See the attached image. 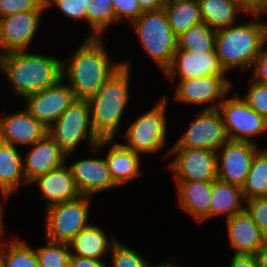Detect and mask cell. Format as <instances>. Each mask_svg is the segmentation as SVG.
<instances>
[{
    "label": "cell",
    "mask_w": 267,
    "mask_h": 267,
    "mask_svg": "<svg viewBox=\"0 0 267 267\" xmlns=\"http://www.w3.org/2000/svg\"><path fill=\"white\" fill-rule=\"evenodd\" d=\"M102 39L86 36L71 57L62 60V78L67 79L75 99L89 100L122 65L110 56Z\"/></svg>",
    "instance_id": "obj_1"
},
{
    "label": "cell",
    "mask_w": 267,
    "mask_h": 267,
    "mask_svg": "<svg viewBox=\"0 0 267 267\" xmlns=\"http://www.w3.org/2000/svg\"><path fill=\"white\" fill-rule=\"evenodd\" d=\"M266 13L267 5L254 8L249 12L253 21L216 30L214 50L226 73L234 68L245 71L252 67L264 44V24L258 18Z\"/></svg>",
    "instance_id": "obj_2"
},
{
    "label": "cell",
    "mask_w": 267,
    "mask_h": 267,
    "mask_svg": "<svg viewBox=\"0 0 267 267\" xmlns=\"http://www.w3.org/2000/svg\"><path fill=\"white\" fill-rule=\"evenodd\" d=\"M131 61L115 70L89 100L91 123L100 140H115L123 113L130 101Z\"/></svg>",
    "instance_id": "obj_3"
},
{
    "label": "cell",
    "mask_w": 267,
    "mask_h": 267,
    "mask_svg": "<svg viewBox=\"0 0 267 267\" xmlns=\"http://www.w3.org/2000/svg\"><path fill=\"white\" fill-rule=\"evenodd\" d=\"M0 72L22 100L56 84L62 78V60L27 50L13 51L0 59Z\"/></svg>",
    "instance_id": "obj_4"
},
{
    "label": "cell",
    "mask_w": 267,
    "mask_h": 267,
    "mask_svg": "<svg viewBox=\"0 0 267 267\" xmlns=\"http://www.w3.org/2000/svg\"><path fill=\"white\" fill-rule=\"evenodd\" d=\"M47 132L66 153V160L84 140H87L89 151L96 154L111 144V140H100L94 132L88 100L75 99Z\"/></svg>",
    "instance_id": "obj_5"
},
{
    "label": "cell",
    "mask_w": 267,
    "mask_h": 267,
    "mask_svg": "<svg viewBox=\"0 0 267 267\" xmlns=\"http://www.w3.org/2000/svg\"><path fill=\"white\" fill-rule=\"evenodd\" d=\"M142 49L162 73L171 65L177 51V36L163 9L145 11L131 23Z\"/></svg>",
    "instance_id": "obj_6"
},
{
    "label": "cell",
    "mask_w": 267,
    "mask_h": 267,
    "mask_svg": "<svg viewBox=\"0 0 267 267\" xmlns=\"http://www.w3.org/2000/svg\"><path fill=\"white\" fill-rule=\"evenodd\" d=\"M167 95L160 96L151 110L141 114L122 134L126 148L140 155L156 154L165 148L167 142Z\"/></svg>",
    "instance_id": "obj_7"
},
{
    "label": "cell",
    "mask_w": 267,
    "mask_h": 267,
    "mask_svg": "<svg viewBox=\"0 0 267 267\" xmlns=\"http://www.w3.org/2000/svg\"><path fill=\"white\" fill-rule=\"evenodd\" d=\"M90 196L81 195L72 201H66L47 207L44 211L46 239L54 242L69 243L79 232L88 227Z\"/></svg>",
    "instance_id": "obj_8"
},
{
    "label": "cell",
    "mask_w": 267,
    "mask_h": 267,
    "mask_svg": "<svg viewBox=\"0 0 267 267\" xmlns=\"http://www.w3.org/2000/svg\"><path fill=\"white\" fill-rule=\"evenodd\" d=\"M238 92L219 104L229 140L256 143L254 136L267 132V120L255 112Z\"/></svg>",
    "instance_id": "obj_9"
},
{
    "label": "cell",
    "mask_w": 267,
    "mask_h": 267,
    "mask_svg": "<svg viewBox=\"0 0 267 267\" xmlns=\"http://www.w3.org/2000/svg\"><path fill=\"white\" fill-rule=\"evenodd\" d=\"M175 155L168 168L174 180L214 181L218 179L217 152L205 148L170 147L166 157Z\"/></svg>",
    "instance_id": "obj_10"
},
{
    "label": "cell",
    "mask_w": 267,
    "mask_h": 267,
    "mask_svg": "<svg viewBox=\"0 0 267 267\" xmlns=\"http://www.w3.org/2000/svg\"><path fill=\"white\" fill-rule=\"evenodd\" d=\"M233 81L226 75H210L201 78L179 79L173 95L175 101L185 104H208L205 110L218 109L233 88ZM216 100V101H215Z\"/></svg>",
    "instance_id": "obj_11"
},
{
    "label": "cell",
    "mask_w": 267,
    "mask_h": 267,
    "mask_svg": "<svg viewBox=\"0 0 267 267\" xmlns=\"http://www.w3.org/2000/svg\"><path fill=\"white\" fill-rule=\"evenodd\" d=\"M223 117L218 109L204 110L192 119L189 128L172 147L205 148L215 152L228 141Z\"/></svg>",
    "instance_id": "obj_12"
},
{
    "label": "cell",
    "mask_w": 267,
    "mask_h": 267,
    "mask_svg": "<svg viewBox=\"0 0 267 267\" xmlns=\"http://www.w3.org/2000/svg\"><path fill=\"white\" fill-rule=\"evenodd\" d=\"M25 109L49 128L62 112L75 100L73 91L68 83L61 78L56 84L26 96Z\"/></svg>",
    "instance_id": "obj_13"
},
{
    "label": "cell",
    "mask_w": 267,
    "mask_h": 267,
    "mask_svg": "<svg viewBox=\"0 0 267 267\" xmlns=\"http://www.w3.org/2000/svg\"><path fill=\"white\" fill-rule=\"evenodd\" d=\"M258 150L256 143L228 140L217 150L218 179L242 188Z\"/></svg>",
    "instance_id": "obj_14"
},
{
    "label": "cell",
    "mask_w": 267,
    "mask_h": 267,
    "mask_svg": "<svg viewBox=\"0 0 267 267\" xmlns=\"http://www.w3.org/2000/svg\"><path fill=\"white\" fill-rule=\"evenodd\" d=\"M163 74L169 81H174L176 74L180 79H192L227 73L222 68L215 50L213 52L177 50L171 65Z\"/></svg>",
    "instance_id": "obj_15"
},
{
    "label": "cell",
    "mask_w": 267,
    "mask_h": 267,
    "mask_svg": "<svg viewBox=\"0 0 267 267\" xmlns=\"http://www.w3.org/2000/svg\"><path fill=\"white\" fill-rule=\"evenodd\" d=\"M29 146L32 149L22 159L23 174L28 184L66 162V153L48 133Z\"/></svg>",
    "instance_id": "obj_16"
},
{
    "label": "cell",
    "mask_w": 267,
    "mask_h": 267,
    "mask_svg": "<svg viewBox=\"0 0 267 267\" xmlns=\"http://www.w3.org/2000/svg\"><path fill=\"white\" fill-rule=\"evenodd\" d=\"M26 109L0 116V141L14 146L32 145L48 132Z\"/></svg>",
    "instance_id": "obj_17"
},
{
    "label": "cell",
    "mask_w": 267,
    "mask_h": 267,
    "mask_svg": "<svg viewBox=\"0 0 267 267\" xmlns=\"http://www.w3.org/2000/svg\"><path fill=\"white\" fill-rule=\"evenodd\" d=\"M78 190L84 196L93 197L97 193L117 188L113 182L105 159H79L68 165Z\"/></svg>",
    "instance_id": "obj_18"
},
{
    "label": "cell",
    "mask_w": 267,
    "mask_h": 267,
    "mask_svg": "<svg viewBox=\"0 0 267 267\" xmlns=\"http://www.w3.org/2000/svg\"><path fill=\"white\" fill-rule=\"evenodd\" d=\"M42 11H26L0 18L6 50L26 51L41 24Z\"/></svg>",
    "instance_id": "obj_19"
},
{
    "label": "cell",
    "mask_w": 267,
    "mask_h": 267,
    "mask_svg": "<svg viewBox=\"0 0 267 267\" xmlns=\"http://www.w3.org/2000/svg\"><path fill=\"white\" fill-rule=\"evenodd\" d=\"M32 183H35L40 189V197L46 201L45 209L54 204L75 200L82 195L68 164L65 163L59 168L37 177Z\"/></svg>",
    "instance_id": "obj_20"
},
{
    "label": "cell",
    "mask_w": 267,
    "mask_h": 267,
    "mask_svg": "<svg viewBox=\"0 0 267 267\" xmlns=\"http://www.w3.org/2000/svg\"><path fill=\"white\" fill-rule=\"evenodd\" d=\"M232 254L255 255L265 238L246 210L226 219Z\"/></svg>",
    "instance_id": "obj_21"
},
{
    "label": "cell",
    "mask_w": 267,
    "mask_h": 267,
    "mask_svg": "<svg viewBox=\"0 0 267 267\" xmlns=\"http://www.w3.org/2000/svg\"><path fill=\"white\" fill-rule=\"evenodd\" d=\"M178 205L198 223L210 219L212 181L175 180Z\"/></svg>",
    "instance_id": "obj_22"
},
{
    "label": "cell",
    "mask_w": 267,
    "mask_h": 267,
    "mask_svg": "<svg viewBox=\"0 0 267 267\" xmlns=\"http://www.w3.org/2000/svg\"><path fill=\"white\" fill-rule=\"evenodd\" d=\"M203 23L217 30L237 23L253 9L245 0H198Z\"/></svg>",
    "instance_id": "obj_23"
},
{
    "label": "cell",
    "mask_w": 267,
    "mask_h": 267,
    "mask_svg": "<svg viewBox=\"0 0 267 267\" xmlns=\"http://www.w3.org/2000/svg\"><path fill=\"white\" fill-rule=\"evenodd\" d=\"M110 238L101 227L90 224L68 243L71 256L102 260L117 240L113 235Z\"/></svg>",
    "instance_id": "obj_24"
},
{
    "label": "cell",
    "mask_w": 267,
    "mask_h": 267,
    "mask_svg": "<svg viewBox=\"0 0 267 267\" xmlns=\"http://www.w3.org/2000/svg\"><path fill=\"white\" fill-rule=\"evenodd\" d=\"M106 161L113 182L119 187L141 177L140 154L126 148L121 142L111 140Z\"/></svg>",
    "instance_id": "obj_25"
},
{
    "label": "cell",
    "mask_w": 267,
    "mask_h": 267,
    "mask_svg": "<svg viewBox=\"0 0 267 267\" xmlns=\"http://www.w3.org/2000/svg\"><path fill=\"white\" fill-rule=\"evenodd\" d=\"M18 148L19 146L0 141V193L5 200L18 188L28 184L23 174L24 157L20 155Z\"/></svg>",
    "instance_id": "obj_26"
},
{
    "label": "cell",
    "mask_w": 267,
    "mask_h": 267,
    "mask_svg": "<svg viewBox=\"0 0 267 267\" xmlns=\"http://www.w3.org/2000/svg\"><path fill=\"white\" fill-rule=\"evenodd\" d=\"M242 188L216 179L212 181L210 219L215 216L230 218L245 210Z\"/></svg>",
    "instance_id": "obj_27"
},
{
    "label": "cell",
    "mask_w": 267,
    "mask_h": 267,
    "mask_svg": "<svg viewBox=\"0 0 267 267\" xmlns=\"http://www.w3.org/2000/svg\"><path fill=\"white\" fill-rule=\"evenodd\" d=\"M164 10L176 36L202 23L198 0H167Z\"/></svg>",
    "instance_id": "obj_28"
},
{
    "label": "cell",
    "mask_w": 267,
    "mask_h": 267,
    "mask_svg": "<svg viewBox=\"0 0 267 267\" xmlns=\"http://www.w3.org/2000/svg\"><path fill=\"white\" fill-rule=\"evenodd\" d=\"M0 240V261L4 267H40L35 249L25 240Z\"/></svg>",
    "instance_id": "obj_29"
},
{
    "label": "cell",
    "mask_w": 267,
    "mask_h": 267,
    "mask_svg": "<svg viewBox=\"0 0 267 267\" xmlns=\"http://www.w3.org/2000/svg\"><path fill=\"white\" fill-rule=\"evenodd\" d=\"M86 22L90 32L87 37H102L113 22H117L111 0H83Z\"/></svg>",
    "instance_id": "obj_30"
},
{
    "label": "cell",
    "mask_w": 267,
    "mask_h": 267,
    "mask_svg": "<svg viewBox=\"0 0 267 267\" xmlns=\"http://www.w3.org/2000/svg\"><path fill=\"white\" fill-rule=\"evenodd\" d=\"M242 192L245 201L267 197V152L262 148L253 156Z\"/></svg>",
    "instance_id": "obj_31"
},
{
    "label": "cell",
    "mask_w": 267,
    "mask_h": 267,
    "mask_svg": "<svg viewBox=\"0 0 267 267\" xmlns=\"http://www.w3.org/2000/svg\"><path fill=\"white\" fill-rule=\"evenodd\" d=\"M215 38L216 30L202 22L177 36V50L213 52Z\"/></svg>",
    "instance_id": "obj_32"
},
{
    "label": "cell",
    "mask_w": 267,
    "mask_h": 267,
    "mask_svg": "<svg viewBox=\"0 0 267 267\" xmlns=\"http://www.w3.org/2000/svg\"><path fill=\"white\" fill-rule=\"evenodd\" d=\"M47 245L35 248L40 267H68L71 256L68 243L46 239Z\"/></svg>",
    "instance_id": "obj_33"
},
{
    "label": "cell",
    "mask_w": 267,
    "mask_h": 267,
    "mask_svg": "<svg viewBox=\"0 0 267 267\" xmlns=\"http://www.w3.org/2000/svg\"><path fill=\"white\" fill-rule=\"evenodd\" d=\"M109 255L112 266L107 267H148L150 263L137 251L117 240L113 243Z\"/></svg>",
    "instance_id": "obj_34"
},
{
    "label": "cell",
    "mask_w": 267,
    "mask_h": 267,
    "mask_svg": "<svg viewBox=\"0 0 267 267\" xmlns=\"http://www.w3.org/2000/svg\"><path fill=\"white\" fill-rule=\"evenodd\" d=\"M249 87L241 96L247 104L267 120V84L257 82L249 77Z\"/></svg>",
    "instance_id": "obj_35"
},
{
    "label": "cell",
    "mask_w": 267,
    "mask_h": 267,
    "mask_svg": "<svg viewBox=\"0 0 267 267\" xmlns=\"http://www.w3.org/2000/svg\"><path fill=\"white\" fill-rule=\"evenodd\" d=\"M45 0H0V18L26 11L46 10Z\"/></svg>",
    "instance_id": "obj_36"
},
{
    "label": "cell",
    "mask_w": 267,
    "mask_h": 267,
    "mask_svg": "<svg viewBox=\"0 0 267 267\" xmlns=\"http://www.w3.org/2000/svg\"><path fill=\"white\" fill-rule=\"evenodd\" d=\"M247 202V203H246ZM245 210L267 239V197H257L245 201Z\"/></svg>",
    "instance_id": "obj_37"
},
{
    "label": "cell",
    "mask_w": 267,
    "mask_h": 267,
    "mask_svg": "<svg viewBox=\"0 0 267 267\" xmlns=\"http://www.w3.org/2000/svg\"><path fill=\"white\" fill-rule=\"evenodd\" d=\"M53 5H56L60 12L69 19L86 21V8H84L83 0H45L47 9Z\"/></svg>",
    "instance_id": "obj_38"
},
{
    "label": "cell",
    "mask_w": 267,
    "mask_h": 267,
    "mask_svg": "<svg viewBox=\"0 0 267 267\" xmlns=\"http://www.w3.org/2000/svg\"><path fill=\"white\" fill-rule=\"evenodd\" d=\"M111 2L118 22L128 20L131 24L143 13L137 0H111Z\"/></svg>",
    "instance_id": "obj_39"
},
{
    "label": "cell",
    "mask_w": 267,
    "mask_h": 267,
    "mask_svg": "<svg viewBox=\"0 0 267 267\" xmlns=\"http://www.w3.org/2000/svg\"><path fill=\"white\" fill-rule=\"evenodd\" d=\"M265 43L261 46L259 54L253 63V75L250 76L251 79L267 84V49Z\"/></svg>",
    "instance_id": "obj_40"
},
{
    "label": "cell",
    "mask_w": 267,
    "mask_h": 267,
    "mask_svg": "<svg viewBox=\"0 0 267 267\" xmlns=\"http://www.w3.org/2000/svg\"><path fill=\"white\" fill-rule=\"evenodd\" d=\"M229 267H259L255 255L233 254Z\"/></svg>",
    "instance_id": "obj_41"
},
{
    "label": "cell",
    "mask_w": 267,
    "mask_h": 267,
    "mask_svg": "<svg viewBox=\"0 0 267 267\" xmlns=\"http://www.w3.org/2000/svg\"><path fill=\"white\" fill-rule=\"evenodd\" d=\"M68 267H107L103 260L70 256Z\"/></svg>",
    "instance_id": "obj_42"
},
{
    "label": "cell",
    "mask_w": 267,
    "mask_h": 267,
    "mask_svg": "<svg viewBox=\"0 0 267 267\" xmlns=\"http://www.w3.org/2000/svg\"><path fill=\"white\" fill-rule=\"evenodd\" d=\"M143 12L163 9L167 0H137Z\"/></svg>",
    "instance_id": "obj_43"
},
{
    "label": "cell",
    "mask_w": 267,
    "mask_h": 267,
    "mask_svg": "<svg viewBox=\"0 0 267 267\" xmlns=\"http://www.w3.org/2000/svg\"><path fill=\"white\" fill-rule=\"evenodd\" d=\"M259 267H267V239L255 253Z\"/></svg>",
    "instance_id": "obj_44"
},
{
    "label": "cell",
    "mask_w": 267,
    "mask_h": 267,
    "mask_svg": "<svg viewBox=\"0 0 267 267\" xmlns=\"http://www.w3.org/2000/svg\"><path fill=\"white\" fill-rule=\"evenodd\" d=\"M7 53H9L6 50L4 38H3V32H2V25L0 21V59L3 58Z\"/></svg>",
    "instance_id": "obj_45"
},
{
    "label": "cell",
    "mask_w": 267,
    "mask_h": 267,
    "mask_svg": "<svg viewBox=\"0 0 267 267\" xmlns=\"http://www.w3.org/2000/svg\"><path fill=\"white\" fill-rule=\"evenodd\" d=\"M253 9L267 5V0H245Z\"/></svg>",
    "instance_id": "obj_46"
},
{
    "label": "cell",
    "mask_w": 267,
    "mask_h": 267,
    "mask_svg": "<svg viewBox=\"0 0 267 267\" xmlns=\"http://www.w3.org/2000/svg\"><path fill=\"white\" fill-rule=\"evenodd\" d=\"M3 204L0 202V240H2V234H4V221H3Z\"/></svg>",
    "instance_id": "obj_47"
},
{
    "label": "cell",
    "mask_w": 267,
    "mask_h": 267,
    "mask_svg": "<svg viewBox=\"0 0 267 267\" xmlns=\"http://www.w3.org/2000/svg\"><path fill=\"white\" fill-rule=\"evenodd\" d=\"M148 267H179V266L177 265V263L166 261L164 263H160V264H156V265H153V264L151 265L149 263V266Z\"/></svg>",
    "instance_id": "obj_48"
},
{
    "label": "cell",
    "mask_w": 267,
    "mask_h": 267,
    "mask_svg": "<svg viewBox=\"0 0 267 267\" xmlns=\"http://www.w3.org/2000/svg\"><path fill=\"white\" fill-rule=\"evenodd\" d=\"M264 43L267 44V22H264Z\"/></svg>",
    "instance_id": "obj_49"
}]
</instances>
